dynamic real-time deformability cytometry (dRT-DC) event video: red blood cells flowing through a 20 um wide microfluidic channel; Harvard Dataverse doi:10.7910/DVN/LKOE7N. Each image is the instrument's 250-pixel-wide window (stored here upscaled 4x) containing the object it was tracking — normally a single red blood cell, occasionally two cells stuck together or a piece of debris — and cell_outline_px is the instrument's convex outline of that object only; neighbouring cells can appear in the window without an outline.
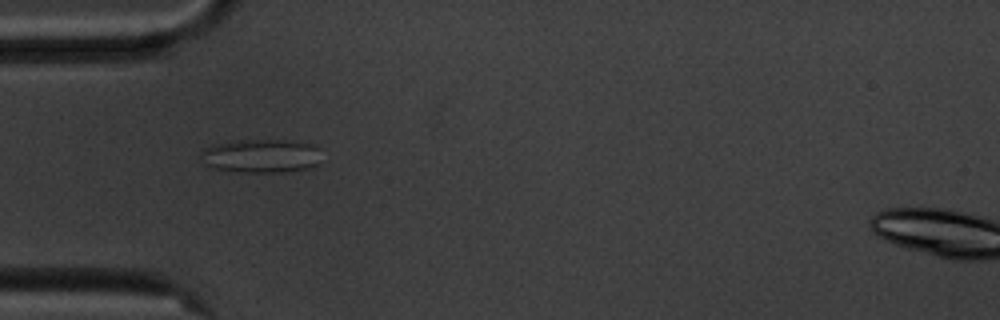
{"species": "common noctule bat (a hibernating species)", "species_latin": "Nyctalus noctula", "temperature_condition": "cold", "stored_images_in_passage": 40, "camera_frame_rate_fps": 3000, "um_per_image_px": 0.085, "animal": {"sex": "male", "body_mass_g": 20.1, "forearm_length_mm": 53.5}, "frame": {"image": 1, "passage_image": 1, "time_ms": 0.0, "image_size_px": [1000, 320], "cell_outline_px": [[316, 164], [312, 168], [284, 172], [228, 172], [204, 164], [204, 148], [216, 144], [236, 140], [284, 140], [312, 144], [316, 148]], "centroid_in_image_um": [22.16, 13.27], "position_along_channel_um": 62.8, "area_um2": 23.24}}
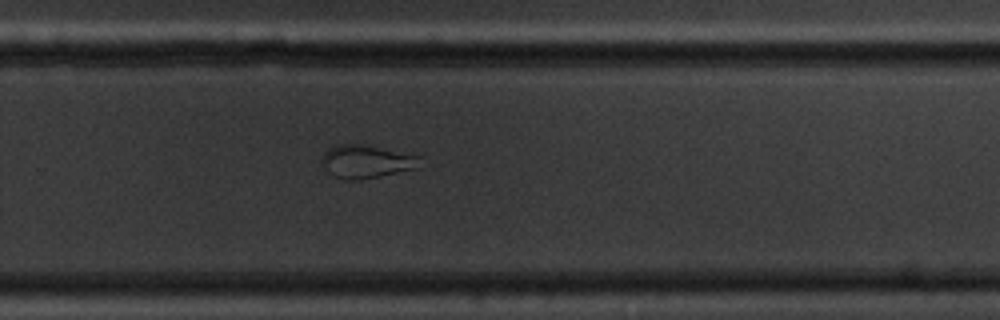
{"frame": {"image": 2, "passage_image": 21, "time_ms": 6.667, "image_size_px": [1000, 320], "cell_outline_px": [[420, 168], [360, 180], [344, 180], [332, 176], [320, 164], [320, 160], [324, 152], [328, 148], [336, 144], [368, 144], [420, 156]], "centroid_in_image_um": [31.11, 13.73], "position_along_channel_um": 298.7, "area_um2": 19.48}}
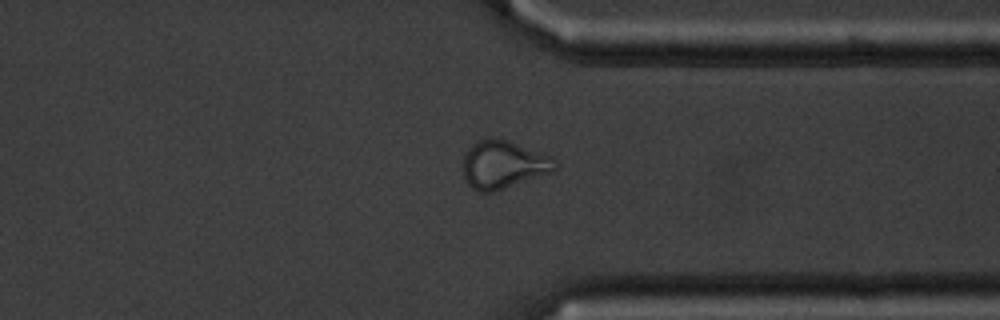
{"frame": {"image": 3, "passage_image": 27, "time_ms": 8.667, "image_size_px": [1000, 320], "cell_outline_px": [[556, 168], [552, 172], [492, 192], [480, 192], [472, 188], [464, 180], [464, 156], [468, 148], [476, 140], [488, 136], [492, 136], [508, 140], [552, 156], [556, 160]], "centroid_in_image_um": [42.77, 13.96], "position_along_channel_um": 368.6, "area_um2": 25.89}, "authors_computed_cell_mechanics": {"area_um2": 20.1433, "velocity_mm_per_s": 3.562, "shape_relaxation_time_tau1_ms": null, "shape_relaxation_time_tau2_ms": 2.1053, "deformation_change_tau1": null, "deformation_change_tau2": 0.082}}